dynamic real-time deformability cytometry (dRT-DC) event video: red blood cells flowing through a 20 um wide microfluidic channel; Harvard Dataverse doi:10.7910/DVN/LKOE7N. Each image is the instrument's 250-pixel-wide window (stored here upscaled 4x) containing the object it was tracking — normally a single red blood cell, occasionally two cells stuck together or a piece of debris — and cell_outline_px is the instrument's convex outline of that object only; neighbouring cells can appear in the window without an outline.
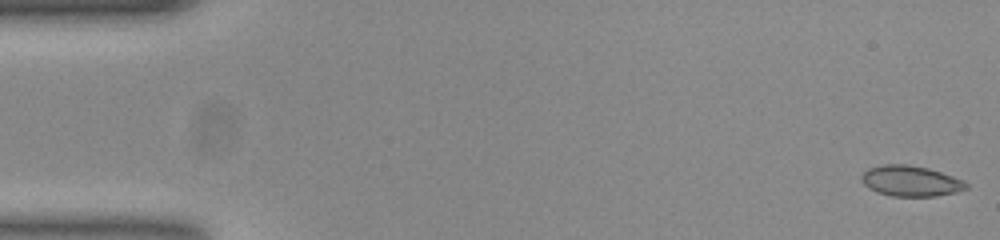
{"species": "common noctule bat (a hibernating species)", "species_latin": "Nyctalus noctula", "temperature_condition": "room temperature", "stored_images_in_passage": 52, "camera_frame_rate_fps": 3000, "um_per_image_px": 0.085, "animal": {"sex": "female", "body_mass_g": 23.0, "forearm_length_mm": 53.4}, "frame": {"image": 1, "passage_image": 1, "time_ms": 0.0, "image_size_px": [1000, 240], "cell_outline_px": [[968, 188], [956, 192], [936, 196], [892, 196], [876, 192], [868, 188], [860, 180], [860, 176], [868, 168], [880, 164], [908, 164], [928, 168], [964, 180], [968, 184]], "centroid_in_image_um": [77.38, 15.38], "position_along_channel_um": 7.6, "area_um2": 18.84}}
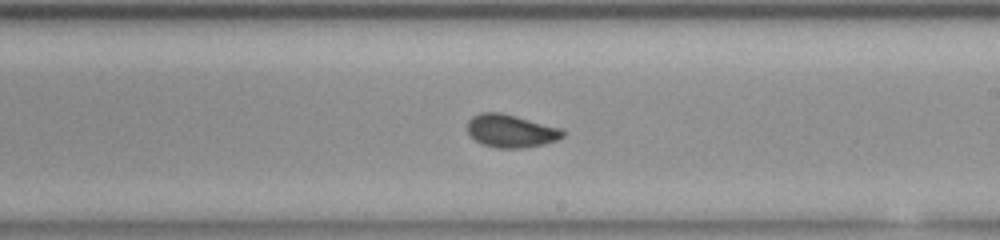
{"frame": {"image": 2, "passage_image": 30, "time_ms": 9.667, "image_size_px": [1000, 240], "cell_outline_px": [[564, 136], [556, 140], [544, 144], [520, 148], [496, 148], [484, 144], [476, 140], [468, 132], [468, 120], [472, 116], [480, 112], [500, 112], [564, 128]], "centroid_in_image_um": [43.45, 11.12], "position_along_channel_um": 245.5, "area_um2": 18.32}}
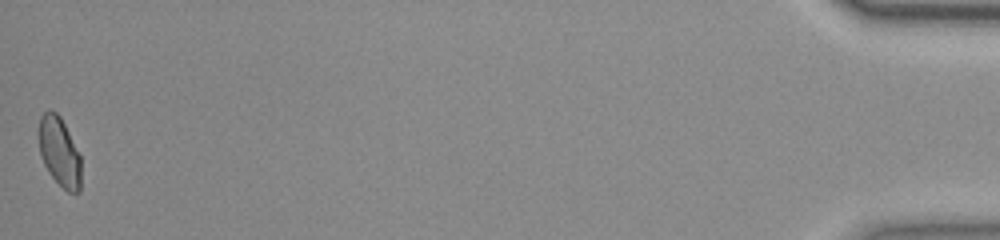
{"frame": {"image": 3, "passage_image": 52, "time_ms": 17.0, "image_size_px": [1000, 240], "cell_outline_px": [[80, 192], [68, 192], [48, 172], [44, 164], [40, 152], [36, 132], [40, 116], [48, 108], [56, 112], [60, 116], [80, 156]], "centroid_in_image_um": [5.0, 12.85], "position_along_channel_um": 430.2, "area_um2": 17.11}, "authors_computed_cell_mechanics": {"area_um2": 18.0914, "velocity_mm_per_s": 3.9071, "shape_relaxation_time_tau1_ms": 6.3312, "shape_relaxation_time_tau2_ms": null, "deformation_change_tau1": 0.1371, "deformation_change_tau2": null}}